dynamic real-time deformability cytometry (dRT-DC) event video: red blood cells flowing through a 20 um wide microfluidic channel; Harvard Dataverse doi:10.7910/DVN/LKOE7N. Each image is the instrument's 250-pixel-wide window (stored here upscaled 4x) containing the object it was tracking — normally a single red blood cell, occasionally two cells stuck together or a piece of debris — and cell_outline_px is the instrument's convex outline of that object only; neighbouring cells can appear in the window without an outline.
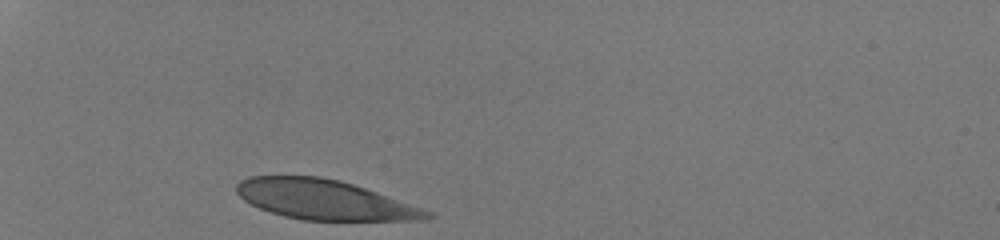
{"species": "human", "species_latin": "Homo sapiens", "temperature_condition": "room temperature", "stored_images_in_passage": 28, "camera_frame_rate_fps": 3000, "um_per_image_px": 0.085, "donor": {"sex": "male"}, "frame": {"image": 1, "passage_image": 1, "time_ms": 0.0, "image_size_px": [1000, 240], "cell_outline_px": [[436, 216], [424, 220], [300, 220], [284, 216], [260, 208], [244, 200], [236, 192], [236, 184], [240, 180], [248, 176], [320, 176], [340, 180], [376, 192], [432, 212]], "centroid_in_image_um": [27.54, 16.97], "position_along_channel_um": 57.5, "area_um2": 43.75}}
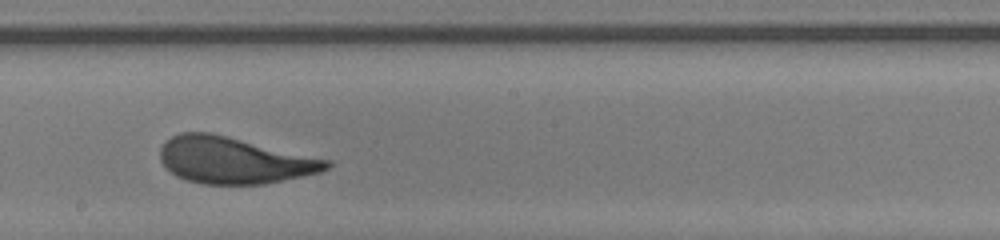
{"frame": {"image": 2, "passage_image": 16, "time_ms": 5.0, "image_size_px": [1000, 240], "cell_outline_px": [[332, 164], [328, 168], [320, 172], [264, 184], [200, 184], [176, 176], [160, 160], [160, 148], [172, 136], [180, 132], [212, 132], [332, 160]], "centroid_in_image_um": [19.91, 13.61], "position_along_channel_um": 228.3, "area_um2": 45.2}}
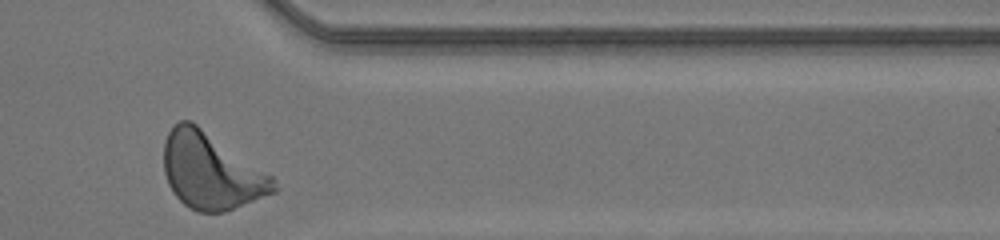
{"frame": {"image": 3, "passage_image": 28, "time_ms": 9.0, "image_size_px": [1000, 240], "cell_outline_px": [[280, 188], [276, 192], [224, 212], [200, 212], [184, 204], [172, 192], [168, 184], [164, 172], [164, 140], [168, 132], [180, 120], [192, 120], [272, 176], [276, 180]], "centroid_in_image_um": [17.95, 14.54], "position_along_channel_um": 393.5, "area_um2": 48.67}, "authors_computed_cell_mechanics": {"area_um2": 45.8643, "velocity_mm_per_s": 4.1751, "shape_relaxation_time_tau1_ms": 3.8226, "shape_relaxation_time_tau2_ms": null, "deformation_change_tau1": 0.1712, "deformation_change_tau2": null}}